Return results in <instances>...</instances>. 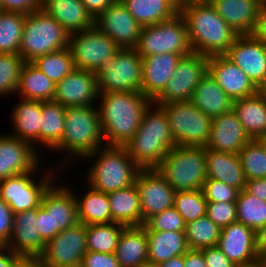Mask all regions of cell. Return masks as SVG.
<instances>
[{
    "label": "cell",
    "mask_w": 266,
    "mask_h": 267,
    "mask_svg": "<svg viewBox=\"0 0 266 267\" xmlns=\"http://www.w3.org/2000/svg\"><path fill=\"white\" fill-rule=\"evenodd\" d=\"M26 15L16 12H0V53L19 54Z\"/></svg>",
    "instance_id": "43"
},
{
    "label": "cell",
    "mask_w": 266,
    "mask_h": 267,
    "mask_svg": "<svg viewBox=\"0 0 266 267\" xmlns=\"http://www.w3.org/2000/svg\"><path fill=\"white\" fill-rule=\"evenodd\" d=\"M190 102L205 115L214 117L232 110L234 101L207 73L195 87Z\"/></svg>",
    "instance_id": "32"
},
{
    "label": "cell",
    "mask_w": 266,
    "mask_h": 267,
    "mask_svg": "<svg viewBox=\"0 0 266 267\" xmlns=\"http://www.w3.org/2000/svg\"><path fill=\"white\" fill-rule=\"evenodd\" d=\"M57 167L59 169L50 167L51 169L46 170L47 173H42L41 177H38L39 180L34 177H37L35 174H41L38 173V170L42 168L41 164L31 172L0 180V198L9 205L13 214L38 208L45 191L58 179L59 170L62 168L60 169L58 165Z\"/></svg>",
    "instance_id": "8"
},
{
    "label": "cell",
    "mask_w": 266,
    "mask_h": 267,
    "mask_svg": "<svg viewBox=\"0 0 266 267\" xmlns=\"http://www.w3.org/2000/svg\"><path fill=\"white\" fill-rule=\"evenodd\" d=\"M98 81L95 72L75 68L56 84L53 101L63 107L89 106L97 104Z\"/></svg>",
    "instance_id": "18"
},
{
    "label": "cell",
    "mask_w": 266,
    "mask_h": 267,
    "mask_svg": "<svg viewBox=\"0 0 266 267\" xmlns=\"http://www.w3.org/2000/svg\"><path fill=\"white\" fill-rule=\"evenodd\" d=\"M56 84L31 62H25L20 73L17 95L35 101H53Z\"/></svg>",
    "instance_id": "35"
},
{
    "label": "cell",
    "mask_w": 266,
    "mask_h": 267,
    "mask_svg": "<svg viewBox=\"0 0 266 267\" xmlns=\"http://www.w3.org/2000/svg\"><path fill=\"white\" fill-rule=\"evenodd\" d=\"M173 207L187 224L206 215L207 200L202 190L176 191Z\"/></svg>",
    "instance_id": "45"
},
{
    "label": "cell",
    "mask_w": 266,
    "mask_h": 267,
    "mask_svg": "<svg viewBox=\"0 0 266 267\" xmlns=\"http://www.w3.org/2000/svg\"><path fill=\"white\" fill-rule=\"evenodd\" d=\"M185 20L194 53L225 55L238 36L210 4H191L179 12Z\"/></svg>",
    "instance_id": "3"
},
{
    "label": "cell",
    "mask_w": 266,
    "mask_h": 267,
    "mask_svg": "<svg viewBox=\"0 0 266 267\" xmlns=\"http://www.w3.org/2000/svg\"><path fill=\"white\" fill-rule=\"evenodd\" d=\"M155 169L175 191L202 190L207 179L206 148L175 146Z\"/></svg>",
    "instance_id": "6"
},
{
    "label": "cell",
    "mask_w": 266,
    "mask_h": 267,
    "mask_svg": "<svg viewBox=\"0 0 266 267\" xmlns=\"http://www.w3.org/2000/svg\"><path fill=\"white\" fill-rule=\"evenodd\" d=\"M143 61L134 48L121 49L96 72L99 94L141 92Z\"/></svg>",
    "instance_id": "10"
},
{
    "label": "cell",
    "mask_w": 266,
    "mask_h": 267,
    "mask_svg": "<svg viewBox=\"0 0 266 267\" xmlns=\"http://www.w3.org/2000/svg\"><path fill=\"white\" fill-rule=\"evenodd\" d=\"M35 226L45 243L59 233L57 230H52L51 211H46L41 205L36 208Z\"/></svg>",
    "instance_id": "51"
},
{
    "label": "cell",
    "mask_w": 266,
    "mask_h": 267,
    "mask_svg": "<svg viewBox=\"0 0 266 267\" xmlns=\"http://www.w3.org/2000/svg\"><path fill=\"white\" fill-rule=\"evenodd\" d=\"M40 163V152L30 142L0 134V180L31 172Z\"/></svg>",
    "instance_id": "19"
},
{
    "label": "cell",
    "mask_w": 266,
    "mask_h": 267,
    "mask_svg": "<svg viewBox=\"0 0 266 267\" xmlns=\"http://www.w3.org/2000/svg\"><path fill=\"white\" fill-rule=\"evenodd\" d=\"M206 215L221 229L237 221L235 202H207Z\"/></svg>",
    "instance_id": "49"
},
{
    "label": "cell",
    "mask_w": 266,
    "mask_h": 267,
    "mask_svg": "<svg viewBox=\"0 0 266 267\" xmlns=\"http://www.w3.org/2000/svg\"><path fill=\"white\" fill-rule=\"evenodd\" d=\"M180 12L183 8L195 3V0H168Z\"/></svg>",
    "instance_id": "63"
},
{
    "label": "cell",
    "mask_w": 266,
    "mask_h": 267,
    "mask_svg": "<svg viewBox=\"0 0 266 267\" xmlns=\"http://www.w3.org/2000/svg\"><path fill=\"white\" fill-rule=\"evenodd\" d=\"M18 255L7 247L0 250V267H10Z\"/></svg>",
    "instance_id": "61"
},
{
    "label": "cell",
    "mask_w": 266,
    "mask_h": 267,
    "mask_svg": "<svg viewBox=\"0 0 266 267\" xmlns=\"http://www.w3.org/2000/svg\"><path fill=\"white\" fill-rule=\"evenodd\" d=\"M116 0H82L86 10L95 19L104 10L110 7Z\"/></svg>",
    "instance_id": "57"
},
{
    "label": "cell",
    "mask_w": 266,
    "mask_h": 267,
    "mask_svg": "<svg viewBox=\"0 0 266 267\" xmlns=\"http://www.w3.org/2000/svg\"><path fill=\"white\" fill-rule=\"evenodd\" d=\"M245 190L249 194L266 201V178L247 180Z\"/></svg>",
    "instance_id": "56"
},
{
    "label": "cell",
    "mask_w": 266,
    "mask_h": 267,
    "mask_svg": "<svg viewBox=\"0 0 266 267\" xmlns=\"http://www.w3.org/2000/svg\"><path fill=\"white\" fill-rule=\"evenodd\" d=\"M55 183L56 181L45 191L41 206L46 211H51L52 230L61 232L79 222L78 211L74 190L64 183Z\"/></svg>",
    "instance_id": "22"
},
{
    "label": "cell",
    "mask_w": 266,
    "mask_h": 267,
    "mask_svg": "<svg viewBox=\"0 0 266 267\" xmlns=\"http://www.w3.org/2000/svg\"><path fill=\"white\" fill-rule=\"evenodd\" d=\"M257 93L263 98L265 104H266V82L261 84L258 89Z\"/></svg>",
    "instance_id": "65"
},
{
    "label": "cell",
    "mask_w": 266,
    "mask_h": 267,
    "mask_svg": "<svg viewBox=\"0 0 266 267\" xmlns=\"http://www.w3.org/2000/svg\"><path fill=\"white\" fill-rule=\"evenodd\" d=\"M68 32L42 9L26 15L19 55L25 62L68 47Z\"/></svg>",
    "instance_id": "7"
},
{
    "label": "cell",
    "mask_w": 266,
    "mask_h": 267,
    "mask_svg": "<svg viewBox=\"0 0 266 267\" xmlns=\"http://www.w3.org/2000/svg\"><path fill=\"white\" fill-rule=\"evenodd\" d=\"M216 0H195L196 4H210L212 5Z\"/></svg>",
    "instance_id": "66"
},
{
    "label": "cell",
    "mask_w": 266,
    "mask_h": 267,
    "mask_svg": "<svg viewBox=\"0 0 266 267\" xmlns=\"http://www.w3.org/2000/svg\"><path fill=\"white\" fill-rule=\"evenodd\" d=\"M134 49L140 57L163 53L186 56L193 53L187 25L180 13L169 20L142 27L139 41Z\"/></svg>",
    "instance_id": "9"
},
{
    "label": "cell",
    "mask_w": 266,
    "mask_h": 267,
    "mask_svg": "<svg viewBox=\"0 0 266 267\" xmlns=\"http://www.w3.org/2000/svg\"><path fill=\"white\" fill-rule=\"evenodd\" d=\"M115 256L120 267H144L147 265L148 239L145 227H125L119 236Z\"/></svg>",
    "instance_id": "28"
},
{
    "label": "cell",
    "mask_w": 266,
    "mask_h": 267,
    "mask_svg": "<svg viewBox=\"0 0 266 267\" xmlns=\"http://www.w3.org/2000/svg\"><path fill=\"white\" fill-rule=\"evenodd\" d=\"M202 191L207 202H236L239 193L233 186L211 178L205 180Z\"/></svg>",
    "instance_id": "48"
},
{
    "label": "cell",
    "mask_w": 266,
    "mask_h": 267,
    "mask_svg": "<svg viewBox=\"0 0 266 267\" xmlns=\"http://www.w3.org/2000/svg\"><path fill=\"white\" fill-rule=\"evenodd\" d=\"M208 73L233 101L257 93L258 88L252 83L246 73L225 55L209 57Z\"/></svg>",
    "instance_id": "20"
},
{
    "label": "cell",
    "mask_w": 266,
    "mask_h": 267,
    "mask_svg": "<svg viewBox=\"0 0 266 267\" xmlns=\"http://www.w3.org/2000/svg\"><path fill=\"white\" fill-rule=\"evenodd\" d=\"M24 63L19 54L0 53V97L17 93Z\"/></svg>",
    "instance_id": "46"
},
{
    "label": "cell",
    "mask_w": 266,
    "mask_h": 267,
    "mask_svg": "<svg viewBox=\"0 0 266 267\" xmlns=\"http://www.w3.org/2000/svg\"><path fill=\"white\" fill-rule=\"evenodd\" d=\"M264 260V267H266V257H263Z\"/></svg>",
    "instance_id": "70"
},
{
    "label": "cell",
    "mask_w": 266,
    "mask_h": 267,
    "mask_svg": "<svg viewBox=\"0 0 266 267\" xmlns=\"http://www.w3.org/2000/svg\"><path fill=\"white\" fill-rule=\"evenodd\" d=\"M90 159L92 166L85 174L86 185L106 194L135 184L141 170L124 146L105 145L84 156L81 161Z\"/></svg>",
    "instance_id": "4"
},
{
    "label": "cell",
    "mask_w": 266,
    "mask_h": 267,
    "mask_svg": "<svg viewBox=\"0 0 266 267\" xmlns=\"http://www.w3.org/2000/svg\"><path fill=\"white\" fill-rule=\"evenodd\" d=\"M148 264L160 265L172 257L184 255L188 250L185 231H146Z\"/></svg>",
    "instance_id": "31"
},
{
    "label": "cell",
    "mask_w": 266,
    "mask_h": 267,
    "mask_svg": "<svg viewBox=\"0 0 266 267\" xmlns=\"http://www.w3.org/2000/svg\"><path fill=\"white\" fill-rule=\"evenodd\" d=\"M168 118L176 146L205 147L210 138L212 117L202 113L190 101L160 105Z\"/></svg>",
    "instance_id": "11"
},
{
    "label": "cell",
    "mask_w": 266,
    "mask_h": 267,
    "mask_svg": "<svg viewBox=\"0 0 266 267\" xmlns=\"http://www.w3.org/2000/svg\"><path fill=\"white\" fill-rule=\"evenodd\" d=\"M209 57L199 53L182 56L163 92L153 101L158 105L190 101L195 87L208 73Z\"/></svg>",
    "instance_id": "13"
},
{
    "label": "cell",
    "mask_w": 266,
    "mask_h": 267,
    "mask_svg": "<svg viewBox=\"0 0 266 267\" xmlns=\"http://www.w3.org/2000/svg\"><path fill=\"white\" fill-rule=\"evenodd\" d=\"M234 267H264V260L262 257H258L250 262L235 264Z\"/></svg>",
    "instance_id": "64"
},
{
    "label": "cell",
    "mask_w": 266,
    "mask_h": 267,
    "mask_svg": "<svg viewBox=\"0 0 266 267\" xmlns=\"http://www.w3.org/2000/svg\"><path fill=\"white\" fill-rule=\"evenodd\" d=\"M203 256L206 267L235 266V264L232 261H230L217 246L204 248Z\"/></svg>",
    "instance_id": "54"
},
{
    "label": "cell",
    "mask_w": 266,
    "mask_h": 267,
    "mask_svg": "<svg viewBox=\"0 0 266 267\" xmlns=\"http://www.w3.org/2000/svg\"><path fill=\"white\" fill-rule=\"evenodd\" d=\"M36 208L13 214V228L8 244L5 246L17 255L40 256L45 242L35 226Z\"/></svg>",
    "instance_id": "25"
},
{
    "label": "cell",
    "mask_w": 266,
    "mask_h": 267,
    "mask_svg": "<svg viewBox=\"0 0 266 267\" xmlns=\"http://www.w3.org/2000/svg\"><path fill=\"white\" fill-rule=\"evenodd\" d=\"M250 35L266 43V3L259 5L255 25Z\"/></svg>",
    "instance_id": "55"
},
{
    "label": "cell",
    "mask_w": 266,
    "mask_h": 267,
    "mask_svg": "<svg viewBox=\"0 0 266 267\" xmlns=\"http://www.w3.org/2000/svg\"><path fill=\"white\" fill-rule=\"evenodd\" d=\"M261 142L264 144L265 148H266V135L265 136H262L260 138Z\"/></svg>",
    "instance_id": "67"
},
{
    "label": "cell",
    "mask_w": 266,
    "mask_h": 267,
    "mask_svg": "<svg viewBox=\"0 0 266 267\" xmlns=\"http://www.w3.org/2000/svg\"><path fill=\"white\" fill-rule=\"evenodd\" d=\"M152 101L141 92L99 94L97 108L105 145L124 146L137 132Z\"/></svg>",
    "instance_id": "1"
},
{
    "label": "cell",
    "mask_w": 266,
    "mask_h": 267,
    "mask_svg": "<svg viewBox=\"0 0 266 267\" xmlns=\"http://www.w3.org/2000/svg\"><path fill=\"white\" fill-rule=\"evenodd\" d=\"M159 267H184V255L172 257L171 259L162 262Z\"/></svg>",
    "instance_id": "62"
},
{
    "label": "cell",
    "mask_w": 266,
    "mask_h": 267,
    "mask_svg": "<svg viewBox=\"0 0 266 267\" xmlns=\"http://www.w3.org/2000/svg\"><path fill=\"white\" fill-rule=\"evenodd\" d=\"M259 5L257 0H216L212 4L237 35L251 34Z\"/></svg>",
    "instance_id": "30"
},
{
    "label": "cell",
    "mask_w": 266,
    "mask_h": 267,
    "mask_svg": "<svg viewBox=\"0 0 266 267\" xmlns=\"http://www.w3.org/2000/svg\"><path fill=\"white\" fill-rule=\"evenodd\" d=\"M41 9L53 17L68 34L94 26V18L82 0H41Z\"/></svg>",
    "instance_id": "26"
},
{
    "label": "cell",
    "mask_w": 266,
    "mask_h": 267,
    "mask_svg": "<svg viewBox=\"0 0 266 267\" xmlns=\"http://www.w3.org/2000/svg\"><path fill=\"white\" fill-rule=\"evenodd\" d=\"M221 228L207 215L186 224V241L189 249H204L217 246Z\"/></svg>",
    "instance_id": "40"
},
{
    "label": "cell",
    "mask_w": 266,
    "mask_h": 267,
    "mask_svg": "<svg viewBox=\"0 0 266 267\" xmlns=\"http://www.w3.org/2000/svg\"><path fill=\"white\" fill-rule=\"evenodd\" d=\"M250 140L232 109L212 117L210 138L205 148L238 154Z\"/></svg>",
    "instance_id": "21"
},
{
    "label": "cell",
    "mask_w": 266,
    "mask_h": 267,
    "mask_svg": "<svg viewBox=\"0 0 266 267\" xmlns=\"http://www.w3.org/2000/svg\"><path fill=\"white\" fill-rule=\"evenodd\" d=\"M181 57L174 53L142 57L141 93L153 102L165 89Z\"/></svg>",
    "instance_id": "23"
},
{
    "label": "cell",
    "mask_w": 266,
    "mask_h": 267,
    "mask_svg": "<svg viewBox=\"0 0 266 267\" xmlns=\"http://www.w3.org/2000/svg\"><path fill=\"white\" fill-rule=\"evenodd\" d=\"M41 113V146L51 151L61 142L66 107L54 101H44L41 102Z\"/></svg>",
    "instance_id": "38"
},
{
    "label": "cell",
    "mask_w": 266,
    "mask_h": 267,
    "mask_svg": "<svg viewBox=\"0 0 266 267\" xmlns=\"http://www.w3.org/2000/svg\"><path fill=\"white\" fill-rule=\"evenodd\" d=\"M217 247L234 264L259 257L255 248V231L239 221L221 229Z\"/></svg>",
    "instance_id": "24"
},
{
    "label": "cell",
    "mask_w": 266,
    "mask_h": 267,
    "mask_svg": "<svg viewBox=\"0 0 266 267\" xmlns=\"http://www.w3.org/2000/svg\"><path fill=\"white\" fill-rule=\"evenodd\" d=\"M103 146L105 140L97 105L66 107L64 133L61 142L51 152L65 151L68 156L63 161H77L76 158L81 160Z\"/></svg>",
    "instance_id": "5"
},
{
    "label": "cell",
    "mask_w": 266,
    "mask_h": 267,
    "mask_svg": "<svg viewBox=\"0 0 266 267\" xmlns=\"http://www.w3.org/2000/svg\"><path fill=\"white\" fill-rule=\"evenodd\" d=\"M135 184L140 195L142 226L153 215L173 207L176 191L156 169H141Z\"/></svg>",
    "instance_id": "16"
},
{
    "label": "cell",
    "mask_w": 266,
    "mask_h": 267,
    "mask_svg": "<svg viewBox=\"0 0 266 267\" xmlns=\"http://www.w3.org/2000/svg\"><path fill=\"white\" fill-rule=\"evenodd\" d=\"M68 47L75 68L97 72L103 62L115 56L121 48L95 25L69 34Z\"/></svg>",
    "instance_id": "12"
},
{
    "label": "cell",
    "mask_w": 266,
    "mask_h": 267,
    "mask_svg": "<svg viewBox=\"0 0 266 267\" xmlns=\"http://www.w3.org/2000/svg\"><path fill=\"white\" fill-rule=\"evenodd\" d=\"M232 109L251 139L266 135V104L258 93L235 100Z\"/></svg>",
    "instance_id": "34"
},
{
    "label": "cell",
    "mask_w": 266,
    "mask_h": 267,
    "mask_svg": "<svg viewBox=\"0 0 266 267\" xmlns=\"http://www.w3.org/2000/svg\"><path fill=\"white\" fill-rule=\"evenodd\" d=\"M260 4L266 3V0H257Z\"/></svg>",
    "instance_id": "69"
},
{
    "label": "cell",
    "mask_w": 266,
    "mask_h": 267,
    "mask_svg": "<svg viewBox=\"0 0 266 267\" xmlns=\"http://www.w3.org/2000/svg\"><path fill=\"white\" fill-rule=\"evenodd\" d=\"M255 248L259 257H266V225L255 231Z\"/></svg>",
    "instance_id": "60"
},
{
    "label": "cell",
    "mask_w": 266,
    "mask_h": 267,
    "mask_svg": "<svg viewBox=\"0 0 266 267\" xmlns=\"http://www.w3.org/2000/svg\"><path fill=\"white\" fill-rule=\"evenodd\" d=\"M176 145L165 110L151 102L134 136L124 145L140 169H155Z\"/></svg>",
    "instance_id": "2"
},
{
    "label": "cell",
    "mask_w": 266,
    "mask_h": 267,
    "mask_svg": "<svg viewBox=\"0 0 266 267\" xmlns=\"http://www.w3.org/2000/svg\"><path fill=\"white\" fill-rule=\"evenodd\" d=\"M225 56L246 73L258 88L266 82V43L251 35H238Z\"/></svg>",
    "instance_id": "17"
},
{
    "label": "cell",
    "mask_w": 266,
    "mask_h": 267,
    "mask_svg": "<svg viewBox=\"0 0 266 267\" xmlns=\"http://www.w3.org/2000/svg\"><path fill=\"white\" fill-rule=\"evenodd\" d=\"M13 228V212L9 205L0 198V244L6 246Z\"/></svg>",
    "instance_id": "53"
},
{
    "label": "cell",
    "mask_w": 266,
    "mask_h": 267,
    "mask_svg": "<svg viewBox=\"0 0 266 267\" xmlns=\"http://www.w3.org/2000/svg\"><path fill=\"white\" fill-rule=\"evenodd\" d=\"M184 267H206L203 249H189L184 254Z\"/></svg>",
    "instance_id": "58"
},
{
    "label": "cell",
    "mask_w": 266,
    "mask_h": 267,
    "mask_svg": "<svg viewBox=\"0 0 266 267\" xmlns=\"http://www.w3.org/2000/svg\"><path fill=\"white\" fill-rule=\"evenodd\" d=\"M3 11L29 15L41 9V0H0Z\"/></svg>",
    "instance_id": "52"
},
{
    "label": "cell",
    "mask_w": 266,
    "mask_h": 267,
    "mask_svg": "<svg viewBox=\"0 0 266 267\" xmlns=\"http://www.w3.org/2000/svg\"><path fill=\"white\" fill-rule=\"evenodd\" d=\"M120 223L92 224L86 226V249L100 253H115L118 239L125 228Z\"/></svg>",
    "instance_id": "39"
},
{
    "label": "cell",
    "mask_w": 266,
    "mask_h": 267,
    "mask_svg": "<svg viewBox=\"0 0 266 267\" xmlns=\"http://www.w3.org/2000/svg\"><path fill=\"white\" fill-rule=\"evenodd\" d=\"M87 189L80 198L75 193L79 222L86 226L113 223L108 194L89 185Z\"/></svg>",
    "instance_id": "36"
},
{
    "label": "cell",
    "mask_w": 266,
    "mask_h": 267,
    "mask_svg": "<svg viewBox=\"0 0 266 267\" xmlns=\"http://www.w3.org/2000/svg\"><path fill=\"white\" fill-rule=\"evenodd\" d=\"M80 267H120L115 253L87 251Z\"/></svg>",
    "instance_id": "50"
},
{
    "label": "cell",
    "mask_w": 266,
    "mask_h": 267,
    "mask_svg": "<svg viewBox=\"0 0 266 267\" xmlns=\"http://www.w3.org/2000/svg\"><path fill=\"white\" fill-rule=\"evenodd\" d=\"M141 27L174 17L179 12L168 0H121Z\"/></svg>",
    "instance_id": "37"
},
{
    "label": "cell",
    "mask_w": 266,
    "mask_h": 267,
    "mask_svg": "<svg viewBox=\"0 0 266 267\" xmlns=\"http://www.w3.org/2000/svg\"><path fill=\"white\" fill-rule=\"evenodd\" d=\"M146 231H185L186 223L174 207L150 217L143 225Z\"/></svg>",
    "instance_id": "47"
},
{
    "label": "cell",
    "mask_w": 266,
    "mask_h": 267,
    "mask_svg": "<svg viewBox=\"0 0 266 267\" xmlns=\"http://www.w3.org/2000/svg\"><path fill=\"white\" fill-rule=\"evenodd\" d=\"M3 11V9H2V6H1V1H0V12H2Z\"/></svg>",
    "instance_id": "71"
},
{
    "label": "cell",
    "mask_w": 266,
    "mask_h": 267,
    "mask_svg": "<svg viewBox=\"0 0 266 267\" xmlns=\"http://www.w3.org/2000/svg\"><path fill=\"white\" fill-rule=\"evenodd\" d=\"M94 25L121 49L135 48L142 29L121 0H116L99 14L94 19Z\"/></svg>",
    "instance_id": "15"
},
{
    "label": "cell",
    "mask_w": 266,
    "mask_h": 267,
    "mask_svg": "<svg viewBox=\"0 0 266 267\" xmlns=\"http://www.w3.org/2000/svg\"><path fill=\"white\" fill-rule=\"evenodd\" d=\"M144 267H159V266L158 265H149V264H147Z\"/></svg>",
    "instance_id": "68"
},
{
    "label": "cell",
    "mask_w": 266,
    "mask_h": 267,
    "mask_svg": "<svg viewBox=\"0 0 266 267\" xmlns=\"http://www.w3.org/2000/svg\"><path fill=\"white\" fill-rule=\"evenodd\" d=\"M207 178L216 179L239 191L245 189L246 178L239 155L206 149Z\"/></svg>",
    "instance_id": "29"
},
{
    "label": "cell",
    "mask_w": 266,
    "mask_h": 267,
    "mask_svg": "<svg viewBox=\"0 0 266 267\" xmlns=\"http://www.w3.org/2000/svg\"><path fill=\"white\" fill-rule=\"evenodd\" d=\"M10 267H44L40 256L18 255Z\"/></svg>",
    "instance_id": "59"
},
{
    "label": "cell",
    "mask_w": 266,
    "mask_h": 267,
    "mask_svg": "<svg viewBox=\"0 0 266 267\" xmlns=\"http://www.w3.org/2000/svg\"><path fill=\"white\" fill-rule=\"evenodd\" d=\"M238 155L246 180L266 178V148L260 139H251Z\"/></svg>",
    "instance_id": "44"
},
{
    "label": "cell",
    "mask_w": 266,
    "mask_h": 267,
    "mask_svg": "<svg viewBox=\"0 0 266 267\" xmlns=\"http://www.w3.org/2000/svg\"><path fill=\"white\" fill-rule=\"evenodd\" d=\"M113 222L142 226L140 195L136 184L108 194Z\"/></svg>",
    "instance_id": "33"
},
{
    "label": "cell",
    "mask_w": 266,
    "mask_h": 267,
    "mask_svg": "<svg viewBox=\"0 0 266 267\" xmlns=\"http://www.w3.org/2000/svg\"><path fill=\"white\" fill-rule=\"evenodd\" d=\"M15 105L11 112V121L15 132L13 131L10 135L30 142L39 152L38 146H41V101L20 98ZM36 144L39 145L36 146Z\"/></svg>",
    "instance_id": "27"
},
{
    "label": "cell",
    "mask_w": 266,
    "mask_h": 267,
    "mask_svg": "<svg viewBox=\"0 0 266 267\" xmlns=\"http://www.w3.org/2000/svg\"><path fill=\"white\" fill-rule=\"evenodd\" d=\"M235 203L237 221L254 231L266 225V201L249 194L244 189L239 191Z\"/></svg>",
    "instance_id": "41"
},
{
    "label": "cell",
    "mask_w": 266,
    "mask_h": 267,
    "mask_svg": "<svg viewBox=\"0 0 266 267\" xmlns=\"http://www.w3.org/2000/svg\"><path fill=\"white\" fill-rule=\"evenodd\" d=\"M31 63L55 84L60 82L75 69L69 47L40 56Z\"/></svg>",
    "instance_id": "42"
},
{
    "label": "cell",
    "mask_w": 266,
    "mask_h": 267,
    "mask_svg": "<svg viewBox=\"0 0 266 267\" xmlns=\"http://www.w3.org/2000/svg\"><path fill=\"white\" fill-rule=\"evenodd\" d=\"M86 252V225L78 222L49 240L40 258L44 267H80Z\"/></svg>",
    "instance_id": "14"
}]
</instances>
